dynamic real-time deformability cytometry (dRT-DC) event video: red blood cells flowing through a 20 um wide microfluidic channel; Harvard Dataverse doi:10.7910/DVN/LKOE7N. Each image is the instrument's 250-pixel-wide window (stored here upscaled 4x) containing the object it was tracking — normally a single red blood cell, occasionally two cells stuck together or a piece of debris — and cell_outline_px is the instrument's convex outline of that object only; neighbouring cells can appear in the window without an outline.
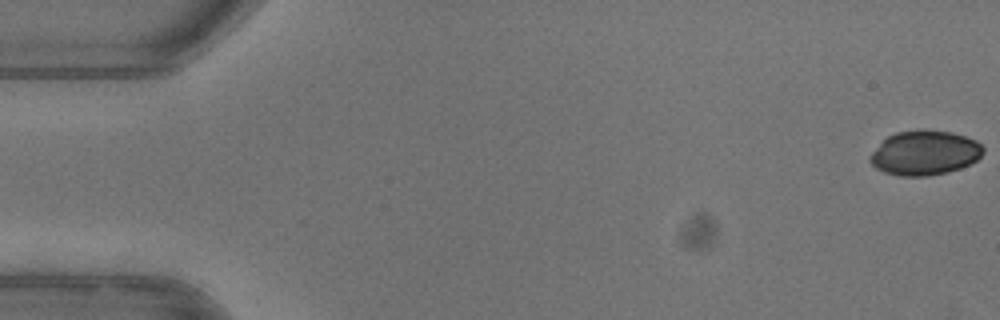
{"species": "common noctule bat (a hibernating species)", "species_latin": "Nyctalus noctula", "temperature_condition": "warm", "stored_images_in_passage": 48, "camera_frame_rate_fps": 3000, "um_per_image_px": 0.085, "animal": {"sex": "female"}, "frame": {"image": 1, "passage_image": 1, "time_ms": 0.0, "image_size_px": [1000, 320], "cell_outline_px": [[984, 152], [972, 164], [948, 172], [928, 176], [900, 176], [884, 172], [876, 168], [868, 160], [868, 156], [888, 136], [896, 132], [952, 132], [976, 140], [984, 148]], "centroid_in_image_um": [78.61, 13.04], "position_along_channel_um": 6.4, "area_um2": 28.84}}
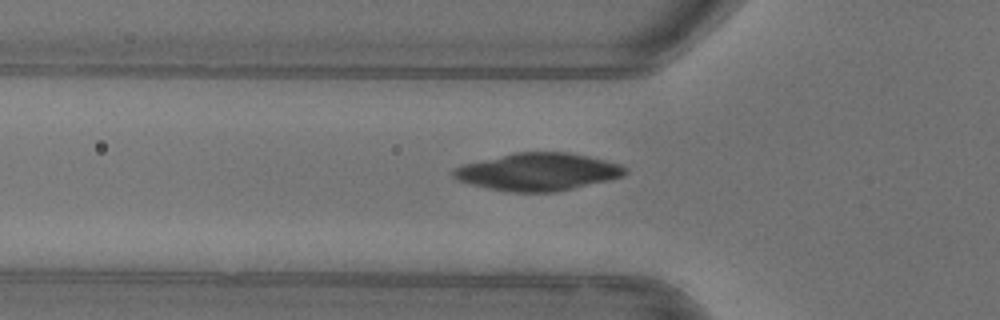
{"frame": {"image": 2, "passage_image": 18, "time_ms": 5.667, "image_size_px": [1000, 320], "cell_outline_px": [[628, 172], [624, 176], [608, 180], [556, 192], [512, 192], [488, 188], [456, 180], [452, 176], [452, 168], [464, 164], [516, 152], [568, 152], [588, 156], [620, 164], [628, 168]], "centroid_in_image_um": [45.73, 14.6], "position_along_channel_um": 80.1, "area_um2": 37.45}}
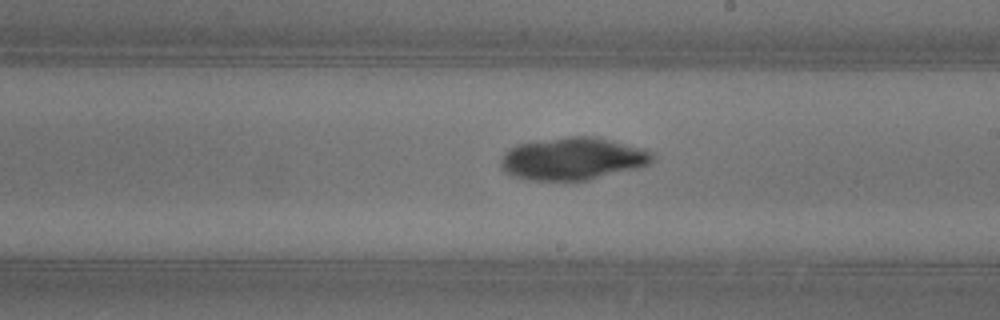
{"frame": {"image": 3, "passage_image": 30, "time_ms": 9.667, "image_size_px": [1000, 320], "cell_outline_px": [[652, 160], [648, 164], [640, 168], [588, 180], [528, 180], [512, 176], [504, 172], [500, 168], [500, 160], [504, 152], [520, 144], [568, 136], [596, 136], [644, 148], [652, 152]], "centroid_in_image_um": [48.69, 13.5], "position_along_channel_um": 240.3, "area_um2": 37.63}}